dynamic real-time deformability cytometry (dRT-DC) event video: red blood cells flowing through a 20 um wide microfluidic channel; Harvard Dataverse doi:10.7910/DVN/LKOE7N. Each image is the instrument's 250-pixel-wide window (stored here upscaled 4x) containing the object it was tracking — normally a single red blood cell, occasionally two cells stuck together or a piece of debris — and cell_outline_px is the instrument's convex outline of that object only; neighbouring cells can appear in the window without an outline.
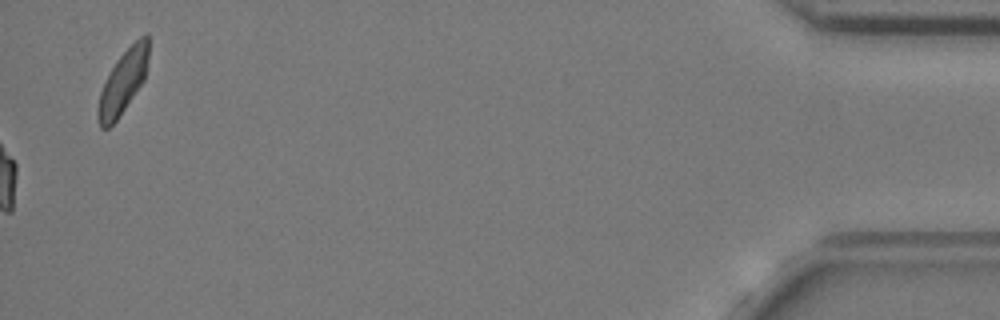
{"species": "common noctule bat (a hibernating species)", "species_latin": "Nyctalus noctula", "temperature_condition": "cold", "stored_images_in_passage": 39, "camera_frame_rate_fps": 3000, "um_per_image_px": 0.085, "animal": {"sex": "female", "body_mass_g": 24.6, "forearm_length_mm": 56.2}, "frame": {"image": 1, "passage_image": 39, "time_ms": 12.667, "image_size_px": [1000, 320], "cell_outline_px": [[148, 60], [144, 80], [116, 120], [108, 128], [100, 128], [96, 120], [96, 108], [100, 92], [104, 80], [108, 72], [116, 60], [140, 36], [148, 32]], "centroid_in_image_um": [10.41, 6.98], "position_along_channel_um": 424.8, "area_um2": 18.73}}